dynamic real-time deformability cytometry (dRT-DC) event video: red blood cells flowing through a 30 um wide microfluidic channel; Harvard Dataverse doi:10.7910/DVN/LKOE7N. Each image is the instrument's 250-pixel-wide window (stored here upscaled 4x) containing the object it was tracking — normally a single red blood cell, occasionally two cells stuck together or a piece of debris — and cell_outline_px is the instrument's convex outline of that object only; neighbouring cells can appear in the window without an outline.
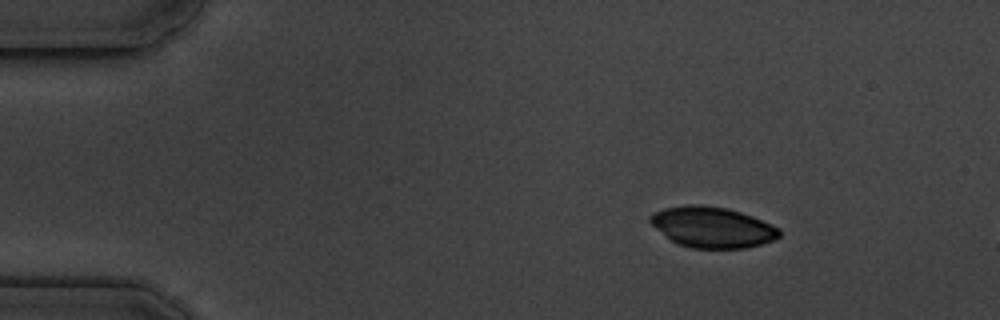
{"species": "common noctule bat (a hibernating species)", "species_latin": "Nyctalus noctula", "temperature_condition": "cold", "stored_images_in_passage": 3, "camera_frame_rate_fps": 3000, "um_per_image_px": 0.085, "animal": {"sex": "male", "body_mass_g": 19.5, "forearm_length_mm": 54.6}, "frame": {"image": 1, "passage_image": 1, "time_ms": 0.0, "image_size_px": [1000, 320], "cell_outline_px": [[780, 236], [776, 240], [744, 248], [692, 248], [676, 244], [656, 228], [648, 220], [648, 216], [652, 212], [664, 208], [688, 204], [696, 204], [724, 208], [740, 212], [752, 216], [772, 224], [780, 228]], "centroid_in_image_um": [60.54, 19.31], "position_along_channel_um": 24.5, "area_um2": 30.69}}